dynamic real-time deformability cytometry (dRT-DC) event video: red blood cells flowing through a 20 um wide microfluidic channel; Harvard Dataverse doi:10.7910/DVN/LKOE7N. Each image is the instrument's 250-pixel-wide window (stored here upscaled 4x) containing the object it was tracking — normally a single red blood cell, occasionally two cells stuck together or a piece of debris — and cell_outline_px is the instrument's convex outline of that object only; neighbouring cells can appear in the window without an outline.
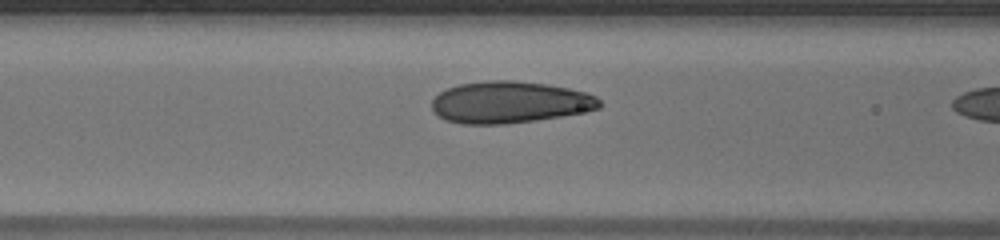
{"species": "human", "species_latin": "Homo sapiens", "temperature_condition": "warm", "stored_images_in_passage": 10, "camera_frame_rate_fps": 3000, "um_per_image_px": 0.085, "donor": {"sex": "male"}, "frame": {"image": 1, "passage_image": 9, "time_ms": 2.667, "image_size_px": [1000, 240], "cell_outline_px": [[600, 108], [584, 112], [536, 120], [508, 124], [460, 124], [444, 120], [432, 112], [432, 100], [440, 92], [448, 88], [460, 84], [484, 80], [512, 80], [548, 84], [568, 88], [584, 92], [596, 96], [600, 100]], "centroid_in_image_um": [43.29, 8.7], "position_along_channel_um": 123.3, "area_um2": 41.04}}